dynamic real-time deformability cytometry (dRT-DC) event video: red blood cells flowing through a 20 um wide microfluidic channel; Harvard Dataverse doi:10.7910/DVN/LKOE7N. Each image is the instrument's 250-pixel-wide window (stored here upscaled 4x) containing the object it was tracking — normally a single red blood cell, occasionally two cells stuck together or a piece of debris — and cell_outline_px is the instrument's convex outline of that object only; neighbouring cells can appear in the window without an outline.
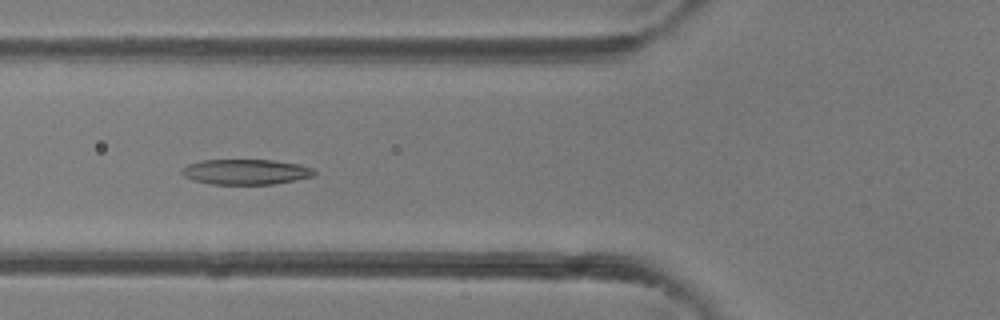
{"species": "common noctule bat (a hibernating species)", "species_latin": "Nyctalus noctula", "temperature_condition": "room temperature", "stored_images_in_passage": 42, "camera_frame_rate_fps": 3000, "um_per_image_px": 0.085, "animal": {"sex": "female"}, "frame": {"image": 1, "passage_image": 16, "time_ms": 5.0, "image_size_px": [1000, 320], "cell_outline_px": [[316, 176], [296, 180], [272, 184], [212, 184], [192, 180], [184, 176], [180, 172], [188, 164], [204, 160], [272, 160], [300, 164], [312, 168], [316, 172]], "centroid_in_image_um": [20.93, 14.61], "position_along_channel_um": 104.9, "area_um2": 19.54}}
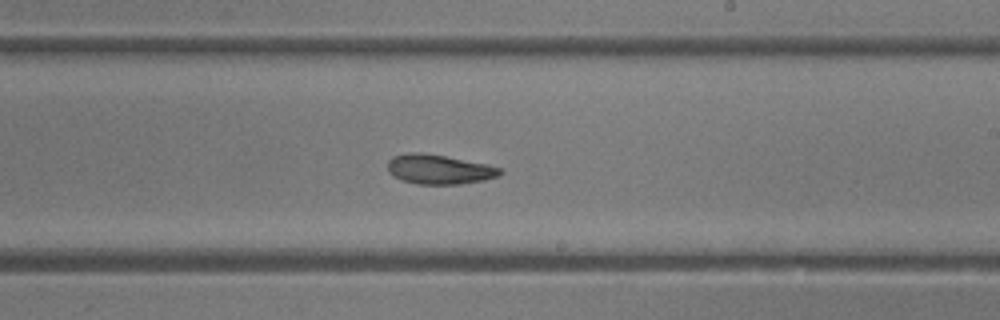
{"frame": {"image": 2, "passage_image": 25, "time_ms": 8.0, "image_size_px": [1000, 320], "cell_outline_px": [[504, 172], [500, 176], [484, 180], [460, 184], [416, 184], [400, 180], [392, 176], [388, 172], [388, 160], [392, 156], [408, 152], [420, 152], [444, 156], [484, 164], [500, 168]], "centroid_in_image_um": [37.27, 14.4], "position_along_channel_um": 251.7, "area_um2": 19.42}}
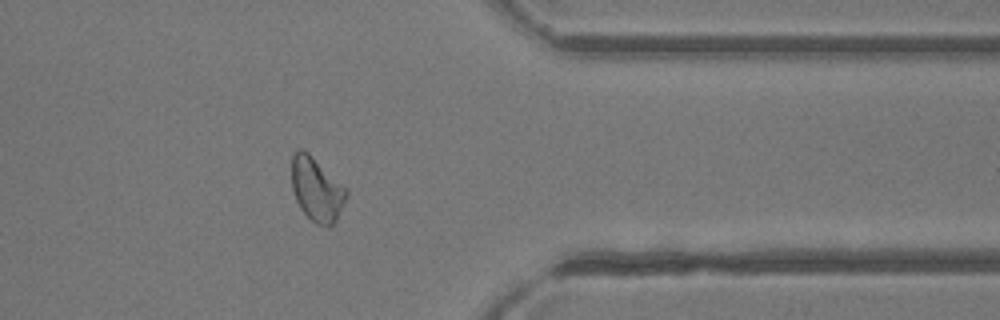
{"frame": {"image": 3, "passage_image": 34, "time_ms": 11.0, "image_size_px": [1000, 320], "cell_outline_px": [[348, 192], [336, 220], [332, 224], [316, 224], [300, 208], [296, 200], [292, 188], [292, 156], [300, 148], [308, 152], [348, 188]], "centroid_in_image_um": [26.92, 16.06], "position_along_channel_um": 384.5, "area_um2": 20.06}}